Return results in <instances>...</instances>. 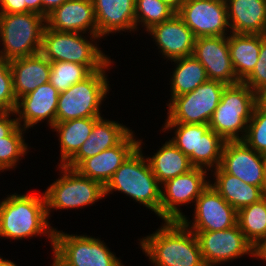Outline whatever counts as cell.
Masks as SVG:
<instances>
[{"label":"cell","instance_id":"1","mask_svg":"<svg viewBox=\"0 0 266 266\" xmlns=\"http://www.w3.org/2000/svg\"><path fill=\"white\" fill-rule=\"evenodd\" d=\"M164 225L140 240V248L155 266H206L196 234L180 221Z\"/></svg>","mask_w":266,"mask_h":266},{"label":"cell","instance_id":"2","mask_svg":"<svg viewBox=\"0 0 266 266\" xmlns=\"http://www.w3.org/2000/svg\"><path fill=\"white\" fill-rule=\"evenodd\" d=\"M44 193L12 194L0 202V236L22 240L46 235L54 245L55 229L49 226Z\"/></svg>","mask_w":266,"mask_h":266},{"label":"cell","instance_id":"3","mask_svg":"<svg viewBox=\"0 0 266 266\" xmlns=\"http://www.w3.org/2000/svg\"><path fill=\"white\" fill-rule=\"evenodd\" d=\"M141 144L142 140H139V147L106 184L105 196L113 193L112 191H121L160 217L161 189L163 186L158 183L147 158L143 156Z\"/></svg>","mask_w":266,"mask_h":266},{"label":"cell","instance_id":"4","mask_svg":"<svg viewBox=\"0 0 266 266\" xmlns=\"http://www.w3.org/2000/svg\"><path fill=\"white\" fill-rule=\"evenodd\" d=\"M255 105L256 93L249 86L243 82L227 85L208 123L210 129L224 141L243 140Z\"/></svg>","mask_w":266,"mask_h":266},{"label":"cell","instance_id":"5","mask_svg":"<svg viewBox=\"0 0 266 266\" xmlns=\"http://www.w3.org/2000/svg\"><path fill=\"white\" fill-rule=\"evenodd\" d=\"M89 37L91 42L80 32H60L45 27L40 53L50 62H73L95 72L103 69L111 60L94 44L101 37L91 34Z\"/></svg>","mask_w":266,"mask_h":266},{"label":"cell","instance_id":"6","mask_svg":"<svg viewBox=\"0 0 266 266\" xmlns=\"http://www.w3.org/2000/svg\"><path fill=\"white\" fill-rule=\"evenodd\" d=\"M46 18L35 12L0 13L1 55L14 60L41 52Z\"/></svg>","mask_w":266,"mask_h":266},{"label":"cell","instance_id":"7","mask_svg":"<svg viewBox=\"0 0 266 266\" xmlns=\"http://www.w3.org/2000/svg\"><path fill=\"white\" fill-rule=\"evenodd\" d=\"M109 62L103 69L92 72L83 81H80L66 91L59 93L56 112V123L71 119L101 117L100 106L107 93L105 69H110Z\"/></svg>","mask_w":266,"mask_h":266},{"label":"cell","instance_id":"8","mask_svg":"<svg viewBox=\"0 0 266 266\" xmlns=\"http://www.w3.org/2000/svg\"><path fill=\"white\" fill-rule=\"evenodd\" d=\"M163 128L164 132L175 128L170 141L189 157L193 167L209 171L220 166L225 141L209 124L165 123Z\"/></svg>","mask_w":266,"mask_h":266},{"label":"cell","instance_id":"9","mask_svg":"<svg viewBox=\"0 0 266 266\" xmlns=\"http://www.w3.org/2000/svg\"><path fill=\"white\" fill-rule=\"evenodd\" d=\"M52 250L54 266H124L99 238L70 235L56 228Z\"/></svg>","mask_w":266,"mask_h":266},{"label":"cell","instance_id":"10","mask_svg":"<svg viewBox=\"0 0 266 266\" xmlns=\"http://www.w3.org/2000/svg\"><path fill=\"white\" fill-rule=\"evenodd\" d=\"M61 173L45 191L47 215L52 209L83 208L102 199L105 187L98 181L81 175L76 169L59 165Z\"/></svg>","mask_w":266,"mask_h":266},{"label":"cell","instance_id":"11","mask_svg":"<svg viewBox=\"0 0 266 266\" xmlns=\"http://www.w3.org/2000/svg\"><path fill=\"white\" fill-rule=\"evenodd\" d=\"M226 86L218 80H207L195 90L174 97L167 104L165 123L208 124Z\"/></svg>","mask_w":266,"mask_h":266},{"label":"cell","instance_id":"12","mask_svg":"<svg viewBox=\"0 0 266 266\" xmlns=\"http://www.w3.org/2000/svg\"><path fill=\"white\" fill-rule=\"evenodd\" d=\"M207 170L193 167L188 172L166 181L161 189L160 218L163 221H180L185 215L179 205L193 203L208 187Z\"/></svg>","mask_w":266,"mask_h":266},{"label":"cell","instance_id":"13","mask_svg":"<svg viewBox=\"0 0 266 266\" xmlns=\"http://www.w3.org/2000/svg\"><path fill=\"white\" fill-rule=\"evenodd\" d=\"M176 13L195 38L226 36L230 27L225 0H185Z\"/></svg>","mask_w":266,"mask_h":266},{"label":"cell","instance_id":"14","mask_svg":"<svg viewBox=\"0 0 266 266\" xmlns=\"http://www.w3.org/2000/svg\"><path fill=\"white\" fill-rule=\"evenodd\" d=\"M199 241L206 266H214L240 256L251 254L253 245L246 239L238 224L218 231H193Z\"/></svg>","mask_w":266,"mask_h":266},{"label":"cell","instance_id":"15","mask_svg":"<svg viewBox=\"0 0 266 266\" xmlns=\"http://www.w3.org/2000/svg\"><path fill=\"white\" fill-rule=\"evenodd\" d=\"M194 220L180 222L192 231H218L237 224V211L214 189L211 183L195 201Z\"/></svg>","mask_w":266,"mask_h":266},{"label":"cell","instance_id":"16","mask_svg":"<svg viewBox=\"0 0 266 266\" xmlns=\"http://www.w3.org/2000/svg\"><path fill=\"white\" fill-rule=\"evenodd\" d=\"M220 167L244 183L266 192L264 155L254 151L243 140L225 141Z\"/></svg>","mask_w":266,"mask_h":266},{"label":"cell","instance_id":"17","mask_svg":"<svg viewBox=\"0 0 266 266\" xmlns=\"http://www.w3.org/2000/svg\"><path fill=\"white\" fill-rule=\"evenodd\" d=\"M193 56L205 67L208 80L227 85L240 82L230 58L228 36L195 38Z\"/></svg>","mask_w":266,"mask_h":266},{"label":"cell","instance_id":"18","mask_svg":"<svg viewBox=\"0 0 266 266\" xmlns=\"http://www.w3.org/2000/svg\"><path fill=\"white\" fill-rule=\"evenodd\" d=\"M58 96L57 89L48 82L20 97L15 109L18 125L27 130L42 120H47L52 127L56 123Z\"/></svg>","mask_w":266,"mask_h":266},{"label":"cell","instance_id":"19","mask_svg":"<svg viewBox=\"0 0 266 266\" xmlns=\"http://www.w3.org/2000/svg\"><path fill=\"white\" fill-rule=\"evenodd\" d=\"M133 134L131 131L118 145L84 159L75 169L105 187L119 167L139 147V139H134Z\"/></svg>","mask_w":266,"mask_h":266},{"label":"cell","instance_id":"20","mask_svg":"<svg viewBox=\"0 0 266 266\" xmlns=\"http://www.w3.org/2000/svg\"><path fill=\"white\" fill-rule=\"evenodd\" d=\"M147 31L168 60L193 55L195 37L177 13L171 19L155 24Z\"/></svg>","mask_w":266,"mask_h":266},{"label":"cell","instance_id":"21","mask_svg":"<svg viewBox=\"0 0 266 266\" xmlns=\"http://www.w3.org/2000/svg\"><path fill=\"white\" fill-rule=\"evenodd\" d=\"M46 27L60 32H80L88 30L97 35L93 0H67L46 17Z\"/></svg>","mask_w":266,"mask_h":266},{"label":"cell","instance_id":"22","mask_svg":"<svg viewBox=\"0 0 266 266\" xmlns=\"http://www.w3.org/2000/svg\"><path fill=\"white\" fill-rule=\"evenodd\" d=\"M97 35L136 30L135 0H93Z\"/></svg>","mask_w":266,"mask_h":266},{"label":"cell","instance_id":"23","mask_svg":"<svg viewBox=\"0 0 266 266\" xmlns=\"http://www.w3.org/2000/svg\"><path fill=\"white\" fill-rule=\"evenodd\" d=\"M131 131L121 123L105 120L101 117L94 124L88 139L65 166L75 169L84 159L118 145Z\"/></svg>","mask_w":266,"mask_h":266},{"label":"cell","instance_id":"24","mask_svg":"<svg viewBox=\"0 0 266 266\" xmlns=\"http://www.w3.org/2000/svg\"><path fill=\"white\" fill-rule=\"evenodd\" d=\"M13 89L17 100L49 82L51 62L41 53L10 61Z\"/></svg>","mask_w":266,"mask_h":266},{"label":"cell","instance_id":"25","mask_svg":"<svg viewBox=\"0 0 266 266\" xmlns=\"http://www.w3.org/2000/svg\"><path fill=\"white\" fill-rule=\"evenodd\" d=\"M231 33L266 35V0H225Z\"/></svg>","mask_w":266,"mask_h":266},{"label":"cell","instance_id":"26","mask_svg":"<svg viewBox=\"0 0 266 266\" xmlns=\"http://www.w3.org/2000/svg\"><path fill=\"white\" fill-rule=\"evenodd\" d=\"M214 170L216 180L211 185L236 211L266 196L262 188L244 183L238 177L226 173L220 166Z\"/></svg>","mask_w":266,"mask_h":266},{"label":"cell","instance_id":"27","mask_svg":"<svg viewBox=\"0 0 266 266\" xmlns=\"http://www.w3.org/2000/svg\"><path fill=\"white\" fill-rule=\"evenodd\" d=\"M230 58L236 77L243 82L254 70L261 49L260 34H237L228 36Z\"/></svg>","mask_w":266,"mask_h":266},{"label":"cell","instance_id":"28","mask_svg":"<svg viewBox=\"0 0 266 266\" xmlns=\"http://www.w3.org/2000/svg\"><path fill=\"white\" fill-rule=\"evenodd\" d=\"M101 117L71 119L55 123L52 129L58 132L61 159L58 165H65L80 149L90 136L94 124Z\"/></svg>","mask_w":266,"mask_h":266},{"label":"cell","instance_id":"29","mask_svg":"<svg viewBox=\"0 0 266 266\" xmlns=\"http://www.w3.org/2000/svg\"><path fill=\"white\" fill-rule=\"evenodd\" d=\"M152 173L159 184L191 170L189 157L181 152L170 140L150 158L147 157Z\"/></svg>","mask_w":266,"mask_h":266},{"label":"cell","instance_id":"30","mask_svg":"<svg viewBox=\"0 0 266 266\" xmlns=\"http://www.w3.org/2000/svg\"><path fill=\"white\" fill-rule=\"evenodd\" d=\"M171 81V99L187 94L208 80L205 67L192 55L175 59Z\"/></svg>","mask_w":266,"mask_h":266},{"label":"cell","instance_id":"31","mask_svg":"<svg viewBox=\"0 0 266 266\" xmlns=\"http://www.w3.org/2000/svg\"><path fill=\"white\" fill-rule=\"evenodd\" d=\"M237 224L253 246L266 237V196L238 210Z\"/></svg>","mask_w":266,"mask_h":266},{"label":"cell","instance_id":"32","mask_svg":"<svg viewBox=\"0 0 266 266\" xmlns=\"http://www.w3.org/2000/svg\"><path fill=\"white\" fill-rule=\"evenodd\" d=\"M91 73L85 65L64 61L51 62L49 82L61 93L83 81Z\"/></svg>","mask_w":266,"mask_h":266},{"label":"cell","instance_id":"33","mask_svg":"<svg viewBox=\"0 0 266 266\" xmlns=\"http://www.w3.org/2000/svg\"><path fill=\"white\" fill-rule=\"evenodd\" d=\"M176 11L161 0H135L136 30L138 24L149 30L153 25L171 19Z\"/></svg>","mask_w":266,"mask_h":266},{"label":"cell","instance_id":"34","mask_svg":"<svg viewBox=\"0 0 266 266\" xmlns=\"http://www.w3.org/2000/svg\"><path fill=\"white\" fill-rule=\"evenodd\" d=\"M26 129L18 125L4 140L0 141V171L15 168L20 157L28 151V144L24 140Z\"/></svg>","mask_w":266,"mask_h":266},{"label":"cell","instance_id":"35","mask_svg":"<svg viewBox=\"0 0 266 266\" xmlns=\"http://www.w3.org/2000/svg\"><path fill=\"white\" fill-rule=\"evenodd\" d=\"M243 141L257 153L266 154V109L255 105Z\"/></svg>","mask_w":266,"mask_h":266},{"label":"cell","instance_id":"36","mask_svg":"<svg viewBox=\"0 0 266 266\" xmlns=\"http://www.w3.org/2000/svg\"><path fill=\"white\" fill-rule=\"evenodd\" d=\"M17 98L13 89L10 61L0 59V112H15Z\"/></svg>","mask_w":266,"mask_h":266},{"label":"cell","instance_id":"37","mask_svg":"<svg viewBox=\"0 0 266 266\" xmlns=\"http://www.w3.org/2000/svg\"><path fill=\"white\" fill-rule=\"evenodd\" d=\"M255 93L266 85V35H261V49L252 73L243 81Z\"/></svg>","mask_w":266,"mask_h":266},{"label":"cell","instance_id":"38","mask_svg":"<svg viewBox=\"0 0 266 266\" xmlns=\"http://www.w3.org/2000/svg\"><path fill=\"white\" fill-rule=\"evenodd\" d=\"M10 114L15 115V112H0V141L18 126L17 118L10 119Z\"/></svg>","mask_w":266,"mask_h":266},{"label":"cell","instance_id":"39","mask_svg":"<svg viewBox=\"0 0 266 266\" xmlns=\"http://www.w3.org/2000/svg\"><path fill=\"white\" fill-rule=\"evenodd\" d=\"M0 13H26L24 0H0Z\"/></svg>","mask_w":266,"mask_h":266},{"label":"cell","instance_id":"40","mask_svg":"<svg viewBox=\"0 0 266 266\" xmlns=\"http://www.w3.org/2000/svg\"><path fill=\"white\" fill-rule=\"evenodd\" d=\"M65 1L67 0H42V16L46 18Z\"/></svg>","mask_w":266,"mask_h":266},{"label":"cell","instance_id":"41","mask_svg":"<svg viewBox=\"0 0 266 266\" xmlns=\"http://www.w3.org/2000/svg\"><path fill=\"white\" fill-rule=\"evenodd\" d=\"M253 256L266 261V237L253 246Z\"/></svg>","mask_w":266,"mask_h":266},{"label":"cell","instance_id":"42","mask_svg":"<svg viewBox=\"0 0 266 266\" xmlns=\"http://www.w3.org/2000/svg\"><path fill=\"white\" fill-rule=\"evenodd\" d=\"M26 3V13L35 12L42 15V0H24Z\"/></svg>","mask_w":266,"mask_h":266},{"label":"cell","instance_id":"43","mask_svg":"<svg viewBox=\"0 0 266 266\" xmlns=\"http://www.w3.org/2000/svg\"><path fill=\"white\" fill-rule=\"evenodd\" d=\"M256 105L266 109V85L256 92Z\"/></svg>","mask_w":266,"mask_h":266},{"label":"cell","instance_id":"44","mask_svg":"<svg viewBox=\"0 0 266 266\" xmlns=\"http://www.w3.org/2000/svg\"><path fill=\"white\" fill-rule=\"evenodd\" d=\"M161 1L168 4L171 8H173L177 12L185 0H161Z\"/></svg>","mask_w":266,"mask_h":266},{"label":"cell","instance_id":"45","mask_svg":"<svg viewBox=\"0 0 266 266\" xmlns=\"http://www.w3.org/2000/svg\"><path fill=\"white\" fill-rule=\"evenodd\" d=\"M0 266H17V265L15 263H13L12 261H10V260L3 259L0 256Z\"/></svg>","mask_w":266,"mask_h":266},{"label":"cell","instance_id":"46","mask_svg":"<svg viewBox=\"0 0 266 266\" xmlns=\"http://www.w3.org/2000/svg\"><path fill=\"white\" fill-rule=\"evenodd\" d=\"M265 182H266V154H264Z\"/></svg>","mask_w":266,"mask_h":266}]
</instances>
